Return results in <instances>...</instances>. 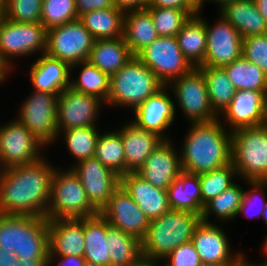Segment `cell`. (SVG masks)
Returning <instances> with one entry per match:
<instances>
[{
	"instance_id": "obj_1",
	"label": "cell",
	"mask_w": 267,
	"mask_h": 266,
	"mask_svg": "<svg viewBox=\"0 0 267 266\" xmlns=\"http://www.w3.org/2000/svg\"><path fill=\"white\" fill-rule=\"evenodd\" d=\"M55 168L43 156L32 164L0 170V214L47 218Z\"/></svg>"
},
{
	"instance_id": "obj_2",
	"label": "cell",
	"mask_w": 267,
	"mask_h": 266,
	"mask_svg": "<svg viewBox=\"0 0 267 266\" xmlns=\"http://www.w3.org/2000/svg\"><path fill=\"white\" fill-rule=\"evenodd\" d=\"M189 124L180 147L183 171L200 175L231 163L232 132L225 129L220 118Z\"/></svg>"
},
{
	"instance_id": "obj_3",
	"label": "cell",
	"mask_w": 267,
	"mask_h": 266,
	"mask_svg": "<svg viewBox=\"0 0 267 266\" xmlns=\"http://www.w3.org/2000/svg\"><path fill=\"white\" fill-rule=\"evenodd\" d=\"M201 215L170 209L151 220L145 237L141 240L144 258L164 261L176 247L192 241Z\"/></svg>"
},
{
	"instance_id": "obj_4",
	"label": "cell",
	"mask_w": 267,
	"mask_h": 266,
	"mask_svg": "<svg viewBox=\"0 0 267 266\" xmlns=\"http://www.w3.org/2000/svg\"><path fill=\"white\" fill-rule=\"evenodd\" d=\"M164 86L137 56H133L110 76V91L105 105L134 110Z\"/></svg>"
},
{
	"instance_id": "obj_5",
	"label": "cell",
	"mask_w": 267,
	"mask_h": 266,
	"mask_svg": "<svg viewBox=\"0 0 267 266\" xmlns=\"http://www.w3.org/2000/svg\"><path fill=\"white\" fill-rule=\"evenodd\" d=\"M98 213L71 166L67 170L56 167L51 178L47 219H79Z\"/></svg>"
},
{
	"instance_id": "obj_6",
	"label": "cell",
	"mask_w": 267,
	"mask_h": 266,
	"mask_svg": "<svg viewBox=\"0 0 267 266\" xmlns=\"http://www.w3.org/2000/svg\"><path fill=\"white\" fill-rule=\"evenodd\" d=\"M231 162L246 181H267V125L232 132Z\"/></svg>"
},
{
	"instance_id": "obj_7",
	"label": "cell",
	"mask_w": 267,
	"mask_h": 266,
	"mask_svg": "<svg viewBox=\"0 0 267 266\" xmlns=\"http://www.w3.org/2000/svg\"><path fill=\"white\" fill-rule=\"evenodd\" d=\"M47 29L41 23H18L0 18V65L9 74L14 70L12 57L46 51ZM40 51V52H39Z\"/></svg>"
},
{
	"instance_id": "obj_8",
	"label": "cell",
	"mask_w": 267,
	"mask_h": 266,
	"mask_svg": "<svg viewBox=\"0 0 267 266\" xmlns=\"http://www.w3.org/2000/svg\"><path fill=\"white\" fill-rule=\"evenodd\" d=\"M33 91L22 103L16 119L47 147L58 139L57 106L59 94Z\"/></svg>"
},
{
	"instance_id": "obj_9",
	"label": "cell",
	"mask_w": 267,
	"mask_h": 266,
	"mask_svg": "<svg viewBox=\"0 0 267 266\" xmlns=\"http://www.w3.org/2000/svg\"><path fill=\"white\" fill-rule=\"evenodd\" d=\"M168 87L172 90L174 101L191 123L211 122L219 118L212 109L208 89L199 68L173 80Z\"/></svg>"
},
{
	"instance_id": "obj_10",
	"label": "cell",
	"mask_w": 267,
	"mask_h": 266,
	"mask_svg": "<svg viewBox=\"0 0 267 266\" xmlns=\"http://www.w3.org/2000/svg\"><path fill=\"white\" fill-rule=\"evenodd\" d=\"M94 41L91 33L77 19L47 30L45 53L71 67L88 59Z\"/></svg>"
},
{
	"instance_id": "obj_11",
	"label": "cell",
	"mask_w": 267,
	"mask_h": 266,
	"mask_svg": "<svg viewBox=\"0 0 267 266\" xmlns=\"http://www.w3.org/2000/svg\"><path fill=\"white\" fill-rule=\"evenodd\" d=\"M165 85L194 67L182 54L176 37H158L136 55Z\"/></svg>"
},
{
	"instance_id": "obj_12",
	"label": "cell",
	"mask_w": 267,
	"mask_h": 266,
	"mask_svg": "<svg viewBox=\"0 0 267 266\" xmlns=\"http://www.w3.org/2000/svg\"><path fill=\"white\" fill-rule=\"evenodd\" d=\"M45 146L16 118L0 126V170L39 161ZM42 155V156H41Z\"/></svg>"
},
{
	"instance_id": "obj_13",
	"label": "cell",
	"mask_w": 267,
	"mask_h": 266,
	"mask_svg": "<svg viewBox=\"0 0 267 266\" xmlns=\"http://www.w3.org/2000/svg\"><path fill=\"white\" fill-rule=\"evenodd\" d=\"M105 103L98 97L78 92L71 87L64 89L58 98L57 130L97 126L96 120Z\"/></svg>"
},
{
	"instance_id": "obj_14",
	"label": "cell",
	"mask_w": 267,
	"mask_h": 266,
	"mask_svg": "<svg viewBox=\"0 0 267 266\" xmlns=\"http://www.w3.org/2000/svg\"><path fill=\"white\" fill-rule=\"evenodd\" d=\"M205 22L207 49L204 63L201 66L223 67L242 56L243 37L219 14V20L212 26ZM206 20V21H205Z\"/></svg>"
},
{
	"instance_id": "obj_15",
	"label": "cell",
	"mask_w": 267,
	"mask_h": 266,
	"mask_svg": "<svg viewBox=\"0 0 267 266\" xmlns=\"http://www.w3.org/2000/svg\"><path fill=\"white\" fill-rule=\"evenodd\" d=\"M99 213L111 226L140 240L145 237L151 222L121 185Z\"/></svg>"
},
{
	"instance_id": "obj_16",
	"label": "cell",
	"mask_w": 267,
	"mask_h": 266,
	"mask_svg": "<svg viewBox=\"0 0 267 266\" xmlns=\"http://www.w3.org/2000/svg\"><path fill=\"white\" fill-rule=\"evenodd\" d=\"M71 169L78 175L91 205L100 212L120 186V176L95 157L81 160Z\"/></svg>"
},
{
	"instance_id": "obj_17",
	"label": "cell",
	"mask_w": 267,
	"mask_h": 266,
	"mask_svg": "<svg viewBox=\"0 0 267 266\" xmlns=\"http://www.w3.org/2000/svg\"><path fill=\"white\" fill-rule=\"evenodd\" d=\"M229 131L266 124L267 92L238 90L229 105L221 113ZM224 114V115H223ZM227 122V123H226Z\"/></svg>"
},
{
	"instance_id": "obj_18",
	"label": "cell",
	"mask_w": 267,
	"mask_h": 266,
	"mask_svg": "<svg viewBox=\"0 0 267 266\" xmlns=\"http://www.w3.org/2000/svg\"><path fill=\"white\" fill-rule=\"evenodd\" d=\"M169 90L168 86H164L136 107L133 110L135 118L131 120L137 127L154 132L164 140H169L170 137L164 132L172 125L176 117V104L168 94Z\"/></svg>"
},
{
	"instance_id": "obj_19",
	"label": "cell",
	"mask_w": 267,
	"mask_h": 266,
	"mask_svg": "<svg viewBox=\"0 0 267 266\" xmlns=\"http://www.w3.org/2000/svg\"><path fill=\"white\" fill-rule=\"evenodd\" d=\"M49 252L48 219L17 215L16 257L19 260H48Z\"/></svg>"
},
{
	"instance_id": "obj_20",
	"label": "cell",
	"mask_w": 267,
	"mask_h": 266,
	"mask_svg": "<svg viewBox=\"0 0 267 266\" xmlns=\"http://www.w3.org/2000/svg\"><path fill=\"white\" fill-rule=\"evenodd\" d=\"M172 143L174 142L171 138L163 140L137 172L141 178L153 186L166 190L183 171L180 152Z\"/></svg>"
},
{
	"instance_id": "obj_21",
	"label": "cell",
	"mask_w": 267,
	"mask_h": 266,
	"mask_svg": "<svg viewBox=\"0 0 267 266\" xmlns=\"http://www.w3.org/2000/svg\"><path fill=\"white\" fill-rule=\"evenodd\" d=\"M221 227L216 222L208 224L201 221L194 230L191 242L203 264L231 265L240 254L231 251L229 238Z\"/></svg>"
},
{
	"instance_id": "obj_22",
	"label": "cell",
	"mask_w": 267,
	"mask_h": 266,
	"mask_svg": "<svg viewBox=\"0 0 267 266\" xmlns=\"http://www.w3.org/2000/svg\"><path fill=\"white\" fill-rule=\"evenodd\" d=\"M125 156V174L137 173L146 159L164 140L154 132L137 127L129 121L121 127Z\"/></svg>"
},
{
	"instance_id": "obj_23",
	"label": "cell",
	"mask_w": 267,
	"mask_h": 266,
	"mask_svg": "<svg viewBox=\"0 0 267 266\" xmlns=\"http://www.w3.org/2000/svg\"><path fill=\"white\" fill-rule=\"evenodd\" d=\"M120 185L148 216L150 221L171 209L167 190L153 186L137 173L122 175L120 177Z\"/></svg>"
},
{
	"instance_id": "obj_24",
	"label": "cell",
	"mask_w": 267,
	"mask_h": 266,
	"mask_svg": "<svg viewBox=\"0 0 267 266\" xmlns=\"http://www.w3.org/2000/svg\"><path fill=\"white\" fill-rule=\"evenodd\" d=\"M48 226L50 247L49 255H84V218L48 219Z\"/></svg>"
},
{
	"instance_id": "obj_25",
	"label": "cell",
	"mask_w": 267,
	"mask_h": 266,
	"mask_svg": "<svg viewBox=\"0 0 267 266\" xmlns=\"http://www.w3.org/2000/svg\"><path fill=\"white\" fill-rule=\"evenodd\" d=\"M29 69V79L36 91L60 94L70 86V66L46 53L39 55Z\"/></svg>"
},
{
	"instance_id": "obj_26",
	"label": "cell",
	"mask_w": 267,
	"mask_h": 266,
	"mask_svg": "<svg viewBox=\"0 0 267 266\" xmlns=\"http://www.w3.org/2000/svg\"><path fill=\"white\" fill-rule=\"evenodd\" d=\"M219 14L245 38L267 33V24L254 0H234L226 3Z\"/></svg>"
},
{
	"instance_id": "obj_27",
	"label": "cell",
	"mask_w": 267,
	"mask_h": 266,
	"mask_svg": "<svg viewBox=\"0 0 267 266\" xmlns=\"http://www.w3.org/2000/svg\"><path fill=\"white\" fill-rule=\"evenodd\" d=\"M132 57L124 36H122L95 40L87 60L102 72L112 76Z\"/></svg>"
},
{
	"instance_id": "obj_28",
	"label": "cell",
	"mask_w": 267,
	"mask_h": 266,
	"mask_svg": "<svg viewBox=\"0 0 267 266\" xmlns=\"http://www.w3.org/2000/svg\"><path fill=\"white\" fill-rule=\"evenodd\" d=\"M171 209L202 214L199 175L182 171L167 189Z\"/></svg>"
},
{
	"instance_id": "obj_29",
	"label": "cell",
	"mask_w": 267,
	"mask_h": 266,
	"mask_svg": "<svg viewBox=\"0 0 267 266\" xmlns=\"http://www.w3.org/2000/svg\"><path fill=\"white\" fill-rule=\"evenodd\" d=\"M158 37L151 13L146 8L125 12L124 39L133 56Z\"/></svg>"
},
{
	"instance_id": "obj_30",
	"label": "cell",
	"mask_w": 267,
	"mask_h": 266,
	"mask_svg": "<svg viewBox=\"0 0 267 266\" xmlns=\"http://www.w3.org/2000/svg\"><path fill=\"white\" fill-rule=\"evenodd\" d=\"M182 54L194 67L204 63L207 49L205 22L198 16H192L176 35Z\"/></svg>"
},
{
	"instance_id": "obj_31",
	"label": "cell",
	"mask_w": 267,
	"mask_h": 266,
	"mask_svg": "<svg viewBox=\"0 0 267 266\" xmlns=\"http://www.w3.org/2000/svg\"><path fill=\"white\" fill-rule=\"evenodd\" d=\"M107 220L100 214L84 218L86 262L101 266H110L107 245Z\"/></svg>"
},
{
	"instance_id": "obj_32",
	"label": "cell",
	"mask_w": 267,
	"mask_h": 266,
	"mask_svg": "<svg viewBox=\"0 0 267 266\" xmlns=\"http://www.w3.org/2000/svg\"><path fill=\"white\" fill-rule=\"evenodd\" d=\"M124 15L122 10L111 7L85 13L78 20L95 40L119 38L124 36Z\"/></svg>"
},
{
	"instance_id": "obj_33",
	"label": "cell",
	"mask_w": 267,
	"mask_h": 266,
	"mask_svg": "<svg viewBox=\"0 0 267 266\" xmlns=\"http://www.w3.org/2000/svg\"><path fill=\"white\" fill-rule=\"evenodd\" d=\"M106 238L110 266H130L143 257L141 240L111 226L108 221Z\"/></svg>"
},
{
	"instance_id": "obj_34",
	"label": "cell",
	"mask_w": 267,
	"mask_h": 266,
	"mask_svg": "<svg viewBox=\"0 0 267 266\" xmlns=\"http://www.w3.org/2000/svg\"><path fill=\"white\" fill-rule=\"evenodd\" d=\"M78 66L82 67L79 76L76 79L70 77L69 87L78 92L98 97L106 103L110 91V76L88 60L72 65L70 72H73L75 68H79Z\"/></svg>"
},
{
	"instance_id": "obj_35",
	"label": "cell",
	"mask_w": 267,
	"mask_h": 266,
	"mask_svg": "<svg viewBox=\"0 0 267 266\" xmlns=\"http://www.w3.org/2000/svg\"><path fill=\"white\" fill-rule=\"evenodd\" d=\"M235 90L267 92V75L243 56L222 67Z\"/></svg>"
},
{
	"instance_id": "obj_36",
	"label": "cell",
	"mask_w": 267,
	"mask_h": 266,
	"mask_svg": "<svg viewBox=\"0 0 267 266\" xmlns=\"http://www.w3.org/2000/svg\"><path fill=\"white\" fill-rule=\"evenodd\" d=\"M198 68L202 71L206 82L210 105L220 117L234 97L236 90L222 67L200 66Z\"/></svg>"
},
{
	"instance_id": "obj_37",
	"label": "cell",
	"mask_w": 267,
	"mask_h": 266,
	"mask_svg": "<svg viewBox=\"0 0 267 266\" xmlns=\"http://www.w3.org/2000/svg\"><path fill=\"white\" fill-rule=\"evenodd\" d=\"M245 189L238 183H234L217 197L211 199L204 205L201 221L208 224H213L210 215L218 219L222 224L226 221L232 220L237 217L239 207L242 203V197ZM224 221V222H223Z\"/></svg>"
},
{
	"instance_id": "obj_38",
	"label": "cell",
	"mask_w": 267,
	"mask_h": 266,
	"mask_svg": "<svg viewBox=\"0 0 267 266\" xmlns=\"http://www.w3.org/2000/svg\"><path fill=\"white\" fill-rule=\"evenodd\" d=\"M94 157L120 177L125 174V156L121 128L100 133Z\"/></svg>"
},
{
	"instance_id": "obj_39",
	"label": "cell",
	"mask_w": 267,
	"mask_h": 266,
	"mask_svg": "<svg viewBox=\"0 0 267 266\" xmlns=\"http://www.w3.org/2000/svg\"><path fill=\"white\" fill-rule=\"evenodd\" d=\"M63 133L64 140L75 164L81 160L94 157L100 131L97 126L80 127L63 130L58 133V138Z\"/></svg>"
},
{
	"instance_id": "obj_40",
	"label": "cell",
	"mask_w": 267,
	"mask_h": 266,
	"mask_svg": "<svg viewBox=\"0 0 267 266\" xmlns=\"http://www.w3.org/2000/svg\"><path fill=\"white\" fill-rule=\"evenodd\" d=\"M237 172L232 162L222 168L199 175L201 207L235 183Z\"/></svg>"
},
{
	"instance_id": "obj_41",
	"label": "cell",
	"mask_w": 267,
	"mask_h": 266,
	"mask_svg": "<svg viewBox=\"0 0 267 266\" xmlns=\"http://www.w3.org/2000/svg\"><path fill=\"white\" fill-rule=\"evenodd\" d=\"M152 16L159 37L176 35L191 17L186 11L174 8L145 7Z\"/></svg>"
},
{
	"instance_id": "obj_42",
	"label": "cell",
	"mask_w": 267,
	"mask_h": 266,
	"mask_svg": "<svg viewBox=\"0 0 267 266\" xmlns=\"http://www.w3.org/2000/svg\"><path fill=\"white\" fill-rule=\"evenodd\" d=\"M77 19L75 0H42L41 24L47 30Z\"/></svg>"
},
{
	"instance_id": "obj_43",
	"label": "cell",
	"mask_w": 267,
	"mask_h": 266,
	"mask_svg": "<svg viewBox=\"0 0 267 266\" xmlns=\"http://www.w3.org/2000/svg\"><path fill=\"white\" fill-rule=\"evenodd\" d=\"M42 0H5L4 17L18 23H41Z\"/></svg>"
},
{
	"instance_id": "obj_44",
	"label": "cell",
	"mask_w": 267,
	"mask_h": 266,
	"mask_svg": "<svg viewBox=\"0 0 267 266\" xmlns=\"http://www.w3.org/2000/svg\"><path fill=\"white\" fill-rule=\"evenodd\" d=\"M246 183L250 188L244 191L237 216L241 214L249 219L260 218L267 202L263 194L265 193L263 190L267 188V181H246Z\"/></svg>"
},
{
	"instance_id": "obj_45",
	"label": "cell",
	"mask_w": 267,
	"mask_h": 266,
	"mask_svg": "<svg viewBox=\"0 0 267 266\" xmlns=\"http://www.w3.org/2000/svg\"><path fill=\"white\" fill-rule=\"evenodd\" d=\"M242 56L267 75V33L243 38Z\"/></svg>"
},
{
	"instance_id": "obj_46",
	"label": "cell",
	"mask_w": 267,
	"mask_h": 266,
	"mask_svg": "<svg viewBox=\"0 0 267 266\" xmlns=\"http://www.w3.org/2000/svg\"><path fill=\"white\" fill-rule=\"evenodd\" d=\"M164 260L166 262L163 261V263L168 266H199L202 264L192 242L176 247Z\"/></svg>"
},
{
	"instance_id": "obj_47",
	"label": "cell",
	"mask_w": 267,
	"mask_h": 266,
	"mask_svg": "<svg viewBox=\"0 0 267 266\" xmlns=\"http://www.w3.org/2000/svg\"><path fill=\"white\" fill-rule=\"evenodd\" d=\"M17 215L0 214V249L16 256Z\"/></svg>"
},
{
	"instance_id": "obj_48",
	"label": "cell",
	"mask_w": 267,
	"mask_h": 266,
	"mask_svg": "<svg viewBox=\"0 0 267 266\" xmlns=\"http://www.w3.org/2000/svg\"><path fill=\"white\" fill-rule=\"evenodd\" d=\"M146 7L180 9L186 11L191 17L199 13L188 0H150Z\"/></svg>"
},
{
	"instance_id": "obj_49",
	"label": "cell",
	"mask_w": 267,
	"mask_h": 266,
	"mask_svg": "<svg viewBox=\"0 0 267 266\" xmlns=\"http://www.w3.org/2000/svg\"><path fill=\"white\" fill-rule=\"evenodd\" d=\"M115 7L113 0H75V9L78 18L93 10Z\"/></svg>"
},
{
	"instance_id": "obj_50",
	"label": "cell",
	"mask_w": 267,
	"mask_h": 266,
	"mask_svg": "<svg viewBox=\"0 0 267 266\" xmlns=\"http://www.w3.org/2000/svg\"><path fill=\"white\" fill-rule=\"evenodd\" d=\"M56 258V259H55ZM59 258L58 262L56 260ZM85 266L86 260L83 256H55L49 255L48 266ZM53 264V265H52Z\"/></svg>"
},
{
	"instance_id": "obj_51",
	"label": "cell",
	"mask_w": 267,
	"mask_h": 266,
	"mask_svg": "<svg viewBox=\"0 0 267 266\" xmlns=\"http://www.w3.org/2000/svg\"><path fill=\"white\" fill-rule=\"evenodd\" d=\"M115 7L123 12L144 9L148 2L146 0H113Z\"/></svg>"
},
{
	"instance_id": "obj_52",
	"label": "cell",
	"mask_w": 267,
	"mask_h": 266,
	"mask_svg": "<svg viewBox=\"0 0 267 266\" xmlns=\"http://www.w3.org/2000/svg\"><path fill=\"white\" fill-rule=\"evenodd\" d=\"M17 257L11 251L0 249V266H13Z\"/></svg>"
},
{
	"instance_id": "obj_53",
	"label": "cell",
	"mask_w": 267,
	"mask_h": 266,
	"mask_svg": "<svg viewBox=\"0 0 267 266\" xmlns=\"http://www.w3.org/2000/svg\"><path fill=\"white\" fill-rule=\"evenodd\" d=\"M13 266H48V260H19L14 261Z\"/></svg>"
},
{
	"instance_id": "obj_54",
	"label": "cell",
	"mask_w": 267,
	"mask_h": 266,
	"mask_svg": "<svg viewBox=\"0 0 267 266\" xmlns=\"http://www.w3.org/2000/svg\"><path fill=\"white\" fill-rule=\"evenodd\" d=\"M230 266H262L261 263H251L247 261L246 254L240 252Z\"/></svg>"
},
{
	"instance_id": "obj_55",
	"label": "cell",
	"mask_w": 267,
	"mask_h": 266,
	"mask_svg": "<svg viewBox=\"0 0 267 266\" xmlns=\"http://www.w3.org/2000/svg\"><path fill=\"white\" fill-rule=\"evenodd\" d=\"M254 2L267 24V0H254Z\"/></svg>"
},
{
	"instance_id": "obj_56",
	"label": "cell",
	"mask_w": 267,
	"mask_h": 266,
	"mask_svg": "<svg viewBox=\"0 0 267 266\" xmlns=\"http://www.w3.org/2000/svg\"><path fill=\"white\" fill-rule=\"evenodd\" d=\"M130 266H157V261L153 259H147L142 257L138 262Z\"/></svg>"
},
{
	"instance_id": "obj_57",
	"label": "cell",
	"mask_w": 267,
	"mask_h": 266,
	"mask_svg": "<svg viewBox=\"0 0 267 266\" xmlns=\"http://www.w3.org/2000/svg\"><path fill=\"white\" fill-rule=\"evenodd\" d=\"M199 12L202 10L204 3H207L209 0H188ZM207 1V2H206Z\"/></svg>"
},
{
	"instance_id": "obj_58",
	"label": "cell",
	"mask_w": 267,
	"mask_h": 266,
	"mask_svg": "<svg viewBox=\"0 0 267 266\" xmlns=\"http://www.w3.org/2000/svg\"><path fill=\"white\" fill-rule=\"evenodd\" d=\"M213 1L214 4H217L218 9H220L222 6H224L226 3L232 2L234 0H209L211 3ZM215 1V2H214ZM219 4V5H218ZM220 6V7H219Z\"/></svg>"
},
{
	"instance_id": "obj_59",
	"label": "cell",
	"mask_w": 267,
	"mask_h": 266,
	"mask_svg": "<svg viewBox=\"0 0 267 266\" xmlns=\"http://www.w3.org/2000/svg\"><path fill=\"white\" fill-rule=\"evenodd\" d=\"M266 237V239H264L265 241H264V243L262 244L263 246V252H264V255H265V258H267V236H265ZM267 260V259H266Z\"/></svg>"
},
{
	"instance_id": "obj_60",
	"label": "cell",
	"mask_w": 267,
	"mask_h": 266,
	"mask_svg": "<svg viewBox=\"0 0 267 266\" xmlns=\"http://www.w3.org/2000/svg\"><path fill=\"white\" fill-rule=\"evenodd\" d=\"M4 17V1L0 0V18Z\"/></svg>"
},
{
	"instance_id": "obj_61",
	"label": "cell",
	"mask_w": 267,
	"mask_h": 266,
	"mask_svg": "<svg viewBox=\"0 0 267 266\" xmlns=\"http://www.w3.org/2000/svg\"><path fill=\"white\" fill-rule=\"evenodd\" d=\"M8 75V73H0V84L4 83L7 80L6 78H8Z\"/></svg>"
},
{
	"instance_id": "obj_62",
	"label": "cell",
	"mask_w": 267,
	"mask_h": 266,
	"mask_svg": "<svg viewBox=\"0 0 267 266\" xmlns=\"http://www.w3.org/2000/svg\"><path fill=\"white\" fill-rule=\"evenodd\" d=\"M262 218L264 219L265 223L267 224V202H266L263 214H262Z\"/></svg>"
},
{
	"instance_id": "obj_63",
	"label": "cell",
	"mask_w": 267,
	"mask_h": 266,
	"mask_svg": "<svg viewBox=\"0 0 267 266\" xmlns=\"http://www.w3.org/2000/svg\"><path fill=\"white\" fill-rule=\"evenodd\" d=\"M199 266H230V265H217V264H201Z\"/></svg>"
},
{
	"instance_id": "obj_64",
	"label": "cell",
	"mask_w": 267,
	"mask_h": 266,
	"mask_svg": "<svg viewBox=\"0 0 267 266\" xmlns=\"http://www.w3.org/2000/svg\"><path fill=\"white\" fill-rule=\"evenodd\" d=\"M85 266H101V265H98V264H92V263L86 262V263H85Z\"/></svg>"
},
{
	"instance_id": "obj_65",
	"label": "cell",
	"mask_w": 267,
	"mask_h": 266,
	"mask_svg": "<svg viewBox=\"0 0 267 266\" xmlns=\"http://www.w3.org/2000/svg\"><path fill=\"white\" fill-rule=\"evenodd\" d=\"M157 266H168L165 263L163 264L162 261H157Z\"/></svg>"
},
{
	"instance_id": "obj_66",
	"label": "cell",
	"mask_w": 267,
	"mask_h": 266,
	"mask_svg": "<svg viewBox=\"0 0 267 266\" xmlns=\"http://www.w3.org/2000/svg\"><path fill=\"white\" fill-rule=\"evenodd\" d=\"M0 73H7L6 70L0 65Z\"/></svg>"
},
{
	"instance_id": "obj_67",
	"label": "cell",
	"mask_w": 267,
	"mask_h": 266,
	"mask_svg": "<svg viewBox=\"0 0 267 266\" xmlns=\"http://www.w3.org/2000/svg\"><path fill=\"white\" fill-rule=\"evenodd\" d=\"M262 266H267V260H265L263 263L261 262Z\"/></svg>"
}]
</instances>
